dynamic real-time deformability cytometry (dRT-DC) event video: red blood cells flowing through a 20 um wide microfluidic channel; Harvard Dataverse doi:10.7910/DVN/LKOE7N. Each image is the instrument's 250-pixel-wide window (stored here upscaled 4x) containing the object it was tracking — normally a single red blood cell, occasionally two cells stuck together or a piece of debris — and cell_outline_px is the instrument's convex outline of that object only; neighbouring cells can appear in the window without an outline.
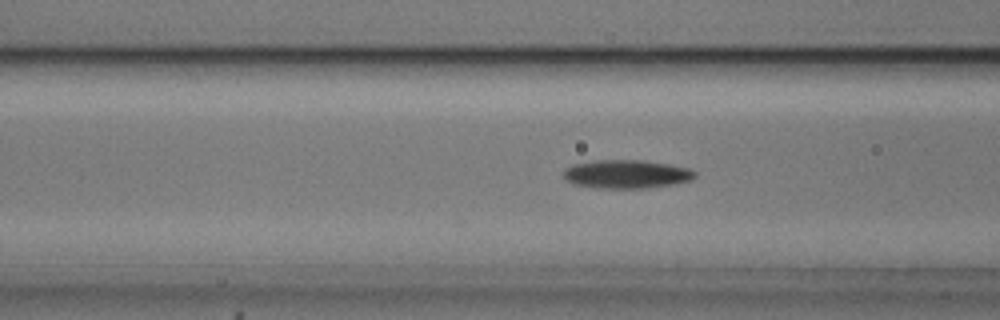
{"species": "common noctule bat (a hibernating species)", "species_latin": "Nyctalus noctula", "temperature_condition": "cold", "stored_images_in_passage": 54, "camera_frame_rate_fps": 3000, "um_per_image_px": 0.085, "animal": {"sex": "male", "body_mass_g": 20.5, "forearm_length_mm": 52.5}, "frame": {"image": 1, "passage_image": 20, "time_ms": 6.333, "image_size_px": [1000, 320], "cell_outline_px": [[696, 176], [692, 180], [676, 184], [648, 188], [596, 188], [572, 184], [564, 180], [560, 176], [564, 168], [572, 164], [596, 160], [640, 160], [668, 164], [688, 168], [696, 172]], "centroid_in_image_um": [53.19, 14.81], "position_along_channel_um": 113.4, "area_um2": 22.25}}
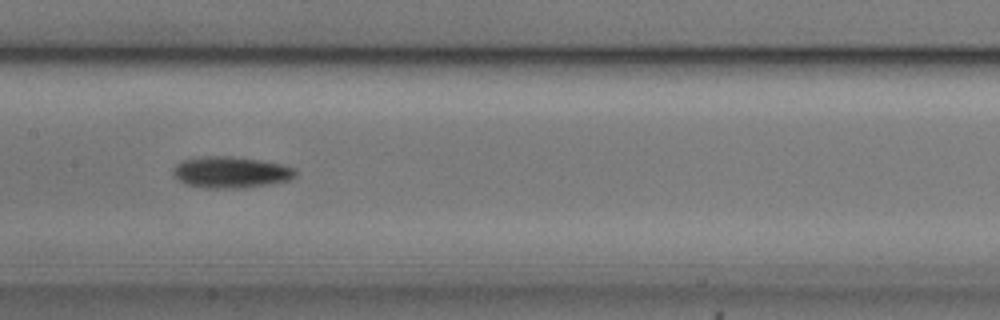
{"frame": {"image": 2, "passage_image": 26, "time_ms": 8.333, "image_size_px": [1000, 320], "cell_outline_px": [[296, 176], [288, 180], [268, 184], [244, 188], [208, 188], [188, 184], [176, 180], [172, 172], [172, 168], [180, 160], [200, 156], [232, 156], [260, 160], [284, 164], [296, 168]], "centroid_in_image_um": [19.6, 14.63], "position_along_channel_um": 187.8, "area_um2": 22.66}}
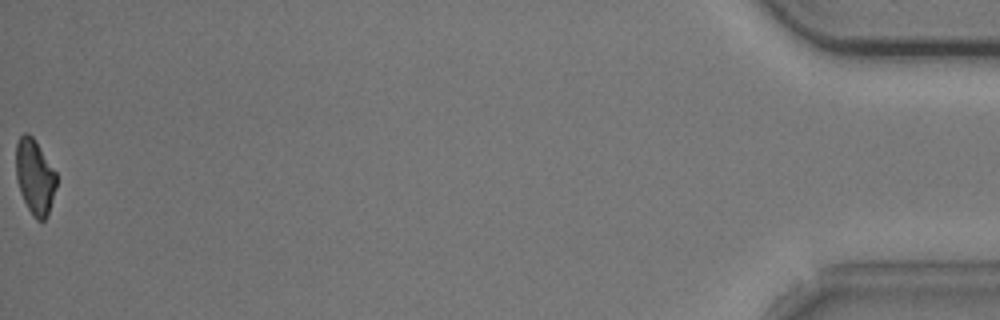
{"frame": {"image": 3, "passage_image": 54, "time_ms": 17.667, "image_size_px": [1000, 320], "cell_outline_px": [[56, 188], [48, 216], [44, 220], [36, 220], [32, 216], [20, 192], [16, 180], [16, 144], [20, 136], [24, 132], [28, 132], [32, 136], [56, 172]], "centroid_in_image_um": [2.95, 15.04], "position_along_channel_um": 432.2, "area_um2": 17.74}, "authors_computed_cell_mechanics": {"area_um2": 20.0855, "velocity_mm_per_s": 3.6963, "shape_relaxation_time_tau1_ms": 2.4481, "shape_relaxation_time_tau2_ms": null, "deformation_change_tau1": 0.1217, "deformation_change_tau2": null}}